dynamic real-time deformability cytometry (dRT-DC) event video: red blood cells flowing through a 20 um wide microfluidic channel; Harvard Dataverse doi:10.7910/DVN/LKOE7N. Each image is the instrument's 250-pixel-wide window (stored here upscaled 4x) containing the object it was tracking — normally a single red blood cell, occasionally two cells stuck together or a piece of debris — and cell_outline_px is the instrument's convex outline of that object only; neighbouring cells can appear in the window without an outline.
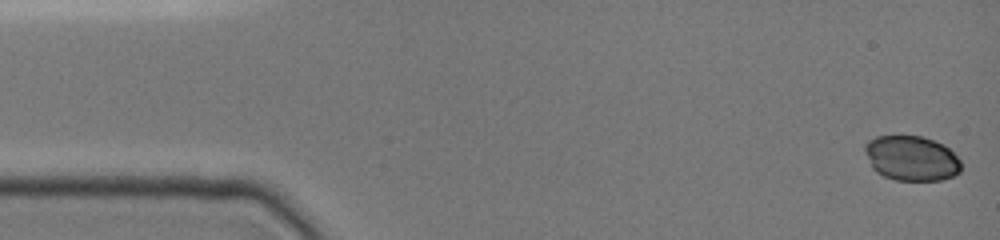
{"species": "common noctule bat (a hibernating species)", "species_latin": "Nyctalus noctula", "temperature_condition": "cold", "stored_images_in_passage": 14, "camera_frame_rate_fps": 3000, "um_per_image_px": 0.085, "animal": {"sex": "female", "body_mass_g": 19.0, "forearm_length_mm": 51.5}, "frame": {"image": 1, "passage_image": 1, "time_ms": 0.0, "image_size_px": [1000, 240], "cell_outline_px": [[960, 172], [952, 176], [940, 180], [896, 180], [884, 176], [876, 172], [872, 168], [864, 152], [864, 144], [868, 140], [876, 136], [924, 136], [944, 144], [960, 160]], "centroid_in_image_um": [77.45, 13.44], "position_along_channel_um": 7.6, "area_um2": 25.32}}
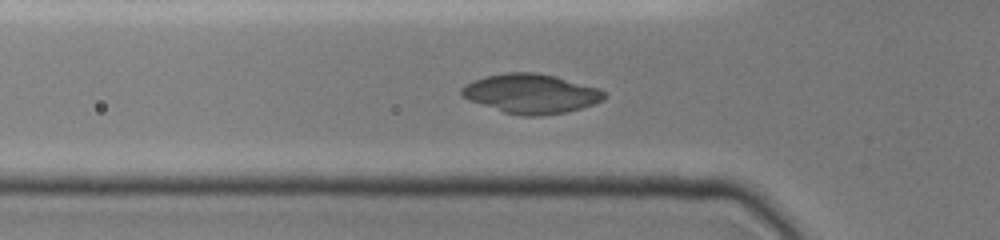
{"frame": {"image": 2, "passage_image": 10, "time_ms": 5.0, "image_size_px": [1000, 240], "cell_outline_px": [[604, 100], [580, 108], [564, 112], [540, 116], [524, 116], [504, 112], [468, 100], [460, 96], [460, 88], [464, 84], [484, 76], [504, 72], [536, 72], [556, 76], [600, 88], [604, 92]], "centroid_in_image_um": [45.09, 7.94], "position_along_channel_um": 80.7, "area_um2": 32.89}}
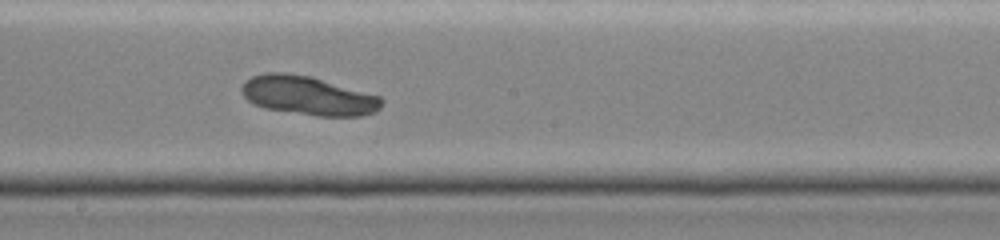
{"frame": {"image": 3, "passage_image": 14, "time_ms": 8.667, "image_size_px": [1000, 240], "cell_outline_px": [[384, 100], [380, 108], [376, 112], [364, 116], [316, 116], [264, 108], [252, 104], [240, 92], [240, 88], [244, 80], [252, 76], [264, 72], [284, 72], [312, 76], [380, 96]], "centroid_in_image_um": [26.17, 8.12], "position_along_channel_um": 222.0, "area_um2": 32.25}}